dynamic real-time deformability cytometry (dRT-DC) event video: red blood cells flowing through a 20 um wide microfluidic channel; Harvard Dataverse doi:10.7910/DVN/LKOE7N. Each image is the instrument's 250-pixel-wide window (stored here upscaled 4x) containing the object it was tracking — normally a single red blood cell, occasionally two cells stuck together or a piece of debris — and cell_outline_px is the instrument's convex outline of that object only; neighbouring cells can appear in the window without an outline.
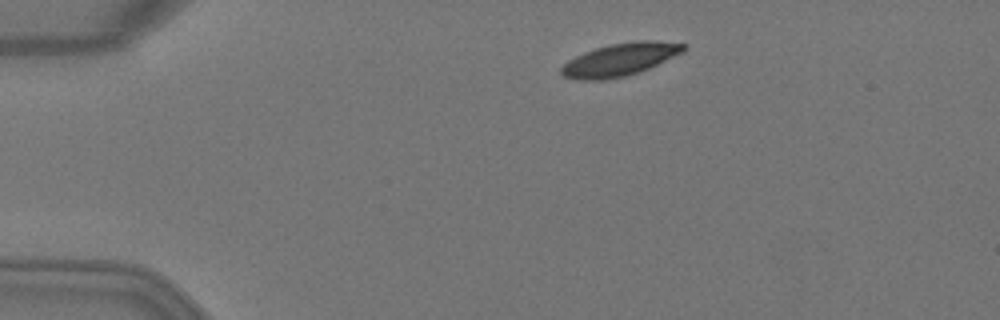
{"species": "Egyptian fruit bat (a non-hibernating species)", "species_latin": "Rousettus aegyptiacus", "temperature_condition": "warm", "stored_images_in_passage": 4, "camera_frame_rate_fps": 3000, "um_per_image_px": 0.085, "animal": {"sex": "female"}, "frame": {"image": 1, "passage_image": 2, "time_ms": 0.333, "image_size_px": [1000, 320], "cell_outline_px": [[688, 48], [684, 52], [648, 68], [624, 76], [604, 80], [576, 80], [564, 76], [560, 72], [560, 68], [568, 60], [584, 52], [596, 48], [612, 44], [640, 40], [656, 40], [684, 44]], "centroid_in_image_um": [52.69, 5.06], "position_along_channel_um": 32.3, "area_um2": 23.12}}
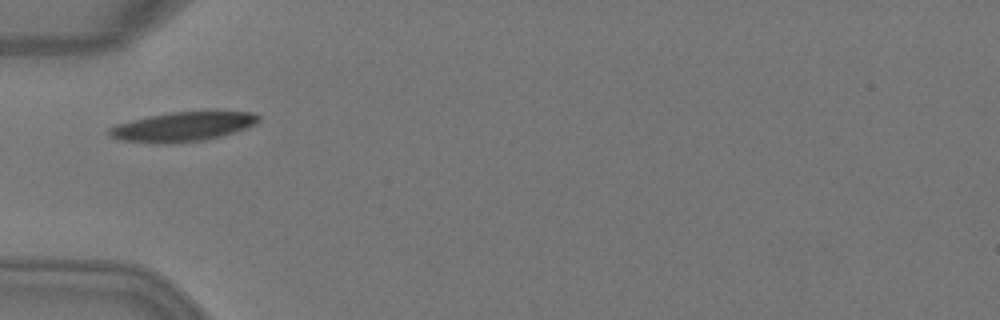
{"frame": {"image": 2, "passage_image": 4, "time_ms": 1.0, "image_size_px": [1000, 320], "cell_outline_px": [[260, 120], [256, 124], [220, 136], [200, 140], [172, 144], [156, 144], [120, 140], [108, 136], [108, 128], [116, 124], [148, 116], [172, 112], [256, 112], [260, 116]], "centroid_in_image_um": [15.47, 10.78], "position_along_channel_um": 69.5, "area_um2": 25.49}}